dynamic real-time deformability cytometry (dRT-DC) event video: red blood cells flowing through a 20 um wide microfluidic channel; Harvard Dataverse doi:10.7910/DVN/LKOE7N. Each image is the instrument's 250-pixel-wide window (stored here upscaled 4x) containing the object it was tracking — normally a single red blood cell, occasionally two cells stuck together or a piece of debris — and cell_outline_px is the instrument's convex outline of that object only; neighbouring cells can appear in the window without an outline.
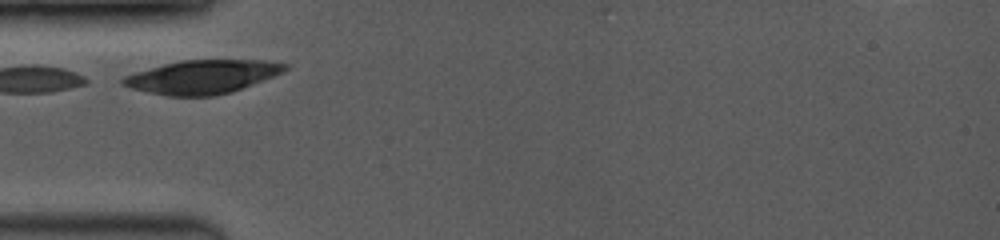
{"species": "common noctule bat (a hibernating species)", "species_latin": "Nyctalus noctula", "temperature_condition": "room temperature", "stored_images_in_passage": 22, "camera_frame_rate_fps": 3500, "um_per_image_px": 0.085, "animal": {"sex": "female", "body_mass_g": 19.0, "forearm_length_mm": 53.3}, "frame": {"image": 1, "passage_image": 1, "time_ms": 0.0, "image_size_px": [1000, 240], "cell_outline_px": [[288, 68], [284, 72], [232, 92], [212, 96], [168, 96], [148, 92], [132, 88], [120, 84], [120, 80], [124, 76], [136, 72], [164, 64], [180, 60], [264, 60], [288, 64]], "centroid_in_image_um": [17.2, 6.53], "position_along_channel_um": 67.8, "area_um2": 31.62}}